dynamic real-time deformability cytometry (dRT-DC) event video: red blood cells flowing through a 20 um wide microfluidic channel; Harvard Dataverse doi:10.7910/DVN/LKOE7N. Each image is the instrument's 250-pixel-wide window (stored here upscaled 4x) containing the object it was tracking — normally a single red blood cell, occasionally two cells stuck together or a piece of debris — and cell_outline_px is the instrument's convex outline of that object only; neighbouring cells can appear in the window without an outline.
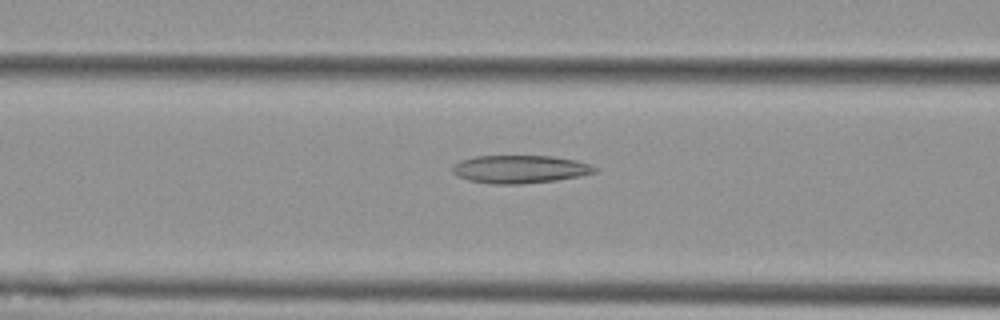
{"species": "Egyptian fruit bat (a non-hibernating species)", "species_latin": "Rousettus aegyptiacus", "temperature_condition": "cold", "stored_images_in_passage": 16, "camera_frame_rate_fps": 3000, "um_per_image_px": 0.085, "animal": {"sex": "female"}, "frame": {"image": 1, "passage_image": 7, "time_ms": 2.0, "image_size_px": [1000, 320], "cell_outline_px": [[596, 172], [580, 176], [556, 180], [520, 184], [492, 184], [468, 180], [456, 176], [452, 172], [452, 168], [460, 160], [476, 156], [552, 156], [576, 160], [592, 164], [596, 168]], "centroid_in_image_um": [44.19, 14.38], "position_along_channel_um": 122.4, "area_um2": 23.24}}
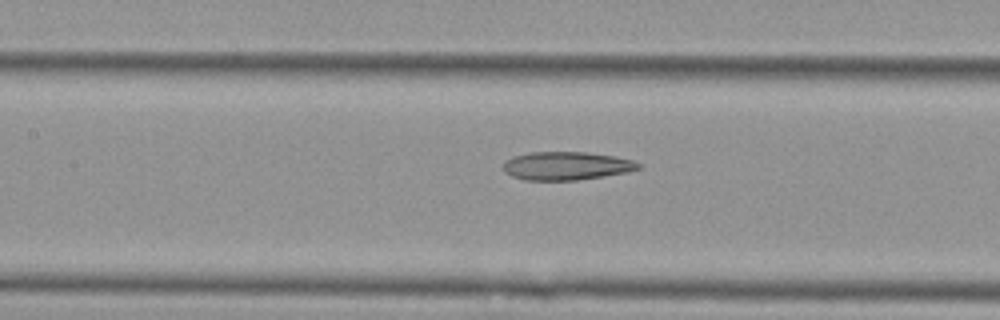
{"frame": {"image": 2, "passage_image": 10, "time_ms": 3.0, "image_size_px": [1000, 320], "cell_outline_px": [[640, 168], [628, 172], [604, 176], [576, 180], [524, 180], [512, 176], [504, 172], [504, 160], [512, 156], [528, 152], [588, 152], [616, 156], [632, 160], [640, 164]], "centroid_in_image_um": [48.12, 14.09], "position_along_channel_um": 159.3, "area_um2": 22.43}}
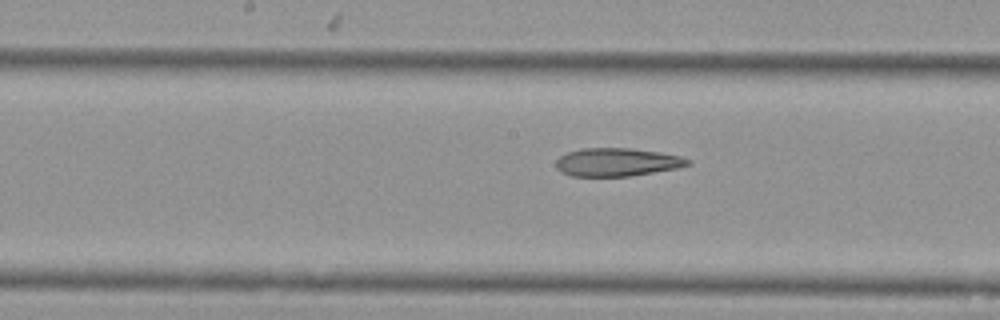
{"frame": {"image": 3, "passage_image": 13, "time_ms": 4.0, "image_size_px": [1000, 320], "cell_outline_px": [[692, 164], [676, 168], [628, 176], [572, 176], [560, 172], [556, 168], [556, 160], [560, 156], [568, 152], [580, 148], [632, 148], [660, 152], [680, 156], [692, 160]], "centroid_in_image_um": [52.43, 13.77], "position_along_channel_um": 195.8, "area_um2": 21.68}}